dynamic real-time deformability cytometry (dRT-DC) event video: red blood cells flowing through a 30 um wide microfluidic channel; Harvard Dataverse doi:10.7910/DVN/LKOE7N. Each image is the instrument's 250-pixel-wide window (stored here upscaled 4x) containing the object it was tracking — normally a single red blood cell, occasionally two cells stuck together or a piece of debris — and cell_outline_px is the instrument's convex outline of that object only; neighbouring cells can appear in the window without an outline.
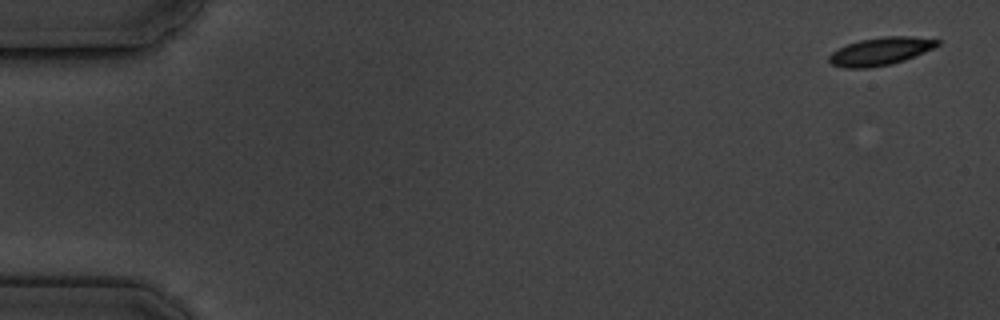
{"species": "common noctule bat (a hibernating species)", "species_latin": "Nyctalus noctula", "temperature_condition": "cold", "stored_images_in_passage": 7, "camera_frame_rate_fps": 3000, "um_per_image_px": 0.085, "animal": {"sex": "male", "body_mass_g": 19.5, "forearm_length_mm": 54.6}, "frame": {"image": 1, "passage_image": 1, "time_ms": 0.0, "image_size_px": [1000, 320], "cell_outline_px": [[940, 44], [936, 48], [904, 60], [892, 64], [868, 68], [844, 68], [832, 64], [828, 60], [828, 56], [832, 52], [848, 44], [860, 40], [884, 36], [912, 36], [940, 40]], "centroid_in_image_um": [74.87, 4.36], "position_along_channel_um": 10.1, "area_um2": 17.63}}
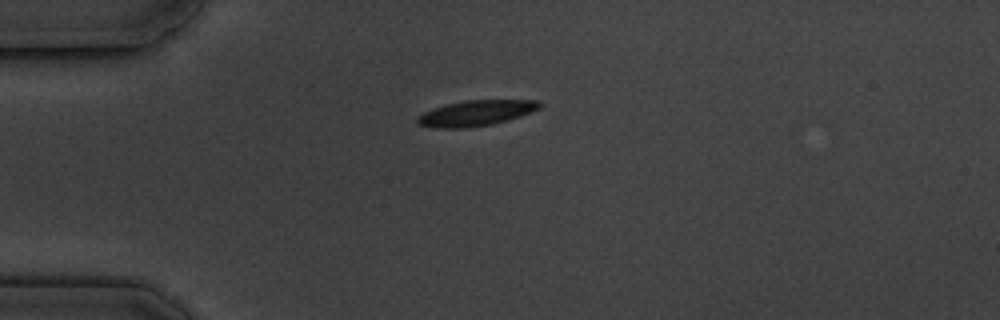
{"frame": {"image": 2, "passage_image": 4, "time_ms": 4.333, "image_size_px": [1000, 320], "cell_outline_px": [[540, 108], [532, 112], [520, 116], [492, 124], [468, 128], [436, 128], [416, 124], [416, 120], [424, 112], [432, 108], [464, 100], [536, 100], [540, 104]], "centroid_in_image_um": [40.43, 9.62], "position_along_channel_um": 44.6, "area_um2": 18.09}}